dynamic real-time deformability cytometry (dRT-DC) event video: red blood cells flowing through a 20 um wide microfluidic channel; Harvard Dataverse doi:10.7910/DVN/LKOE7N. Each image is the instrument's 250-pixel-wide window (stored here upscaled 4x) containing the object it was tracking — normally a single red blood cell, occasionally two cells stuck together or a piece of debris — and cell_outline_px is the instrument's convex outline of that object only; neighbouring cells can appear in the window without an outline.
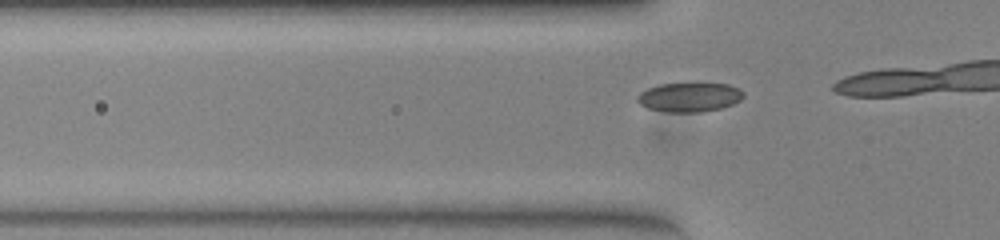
{"species": "common noctule bat (a hibernating species)", "species_latin": "Nyctalus noctula", "temperature_condition": "warm", "stored_images_in_passage": 17, "camera_frame_rate_fps": 3000, "um_per_image_px": 0.085, "animal": {"sex": "female", "body_mass_g": 23.0, "forearm_length_mm": 53.4}, "frame": {"image": 1, "passage_image": 14, "time_ms": 4.333, "image_size_px": [1000, 240], "cell_outline_px": [[744, 96], [740, 100], [732, 104], [720, 108], [700, 112], [664, 112], [648, 108], [640, 104], [636, 100], [636, 96], [640, 92], [648, 88], [660, 84], [692, 80], [700, 80], [728, 84], [740, 88], [744, 92]], "centroid_in_image_um": [58.61, 8.19], "position_along_channel_um": 67.2, "area_um2": 19.13}}